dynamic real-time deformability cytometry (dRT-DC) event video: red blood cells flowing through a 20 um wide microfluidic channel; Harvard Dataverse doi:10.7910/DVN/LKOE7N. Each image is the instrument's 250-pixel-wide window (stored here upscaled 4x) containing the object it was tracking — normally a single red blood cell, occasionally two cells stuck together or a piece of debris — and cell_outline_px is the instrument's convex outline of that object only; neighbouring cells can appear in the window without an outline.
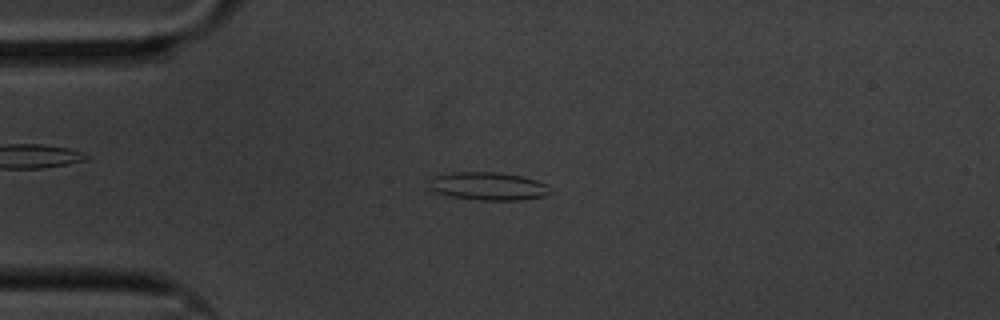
{"species": "common noctule bat (a hibernating species)", "species_latin": "Nyctalus noctula", "temperature_condition": "cold", "stored_images_in_passage": 59, "camera_frame_rate_fps": 3000, "um_per_image_px": 0.085, "animal": {"sex": "male", "body_mass_g": 20.1, "forearm_length_mm": 53.5}, "frame": {"image": 1, "passage_image": 14, "time_ms": 4.333, "image_size_px": [1000, 320], "cell_outline_px": [[552, 192], [544, 196], [520, 200], [484, 200], [452, 196], [428, 188], [432, 176], [452, 172], [496, 172], [520, 176], [536, 180], [548, 184]], "centroid_in_image_um": [41.53, 15.81], "position_along_channel_um": 43.5, "area_um2": 19.59}}
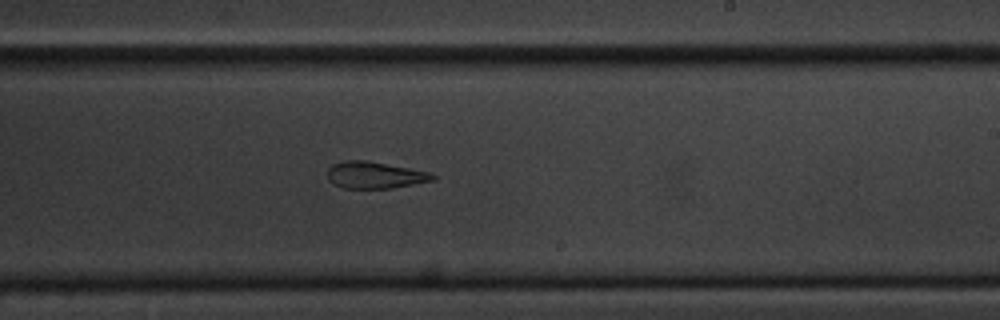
{"frame": {"image": 2, "passage_image": 35, "time_ms": 11.333, "image_size_px": [1000, 320], "cell_outline_px": [[436, 180], [392, 188], [344, 188], [328, 180], [328, 168], [332, 164], [344, 160], [368, 160], [428, 172], [436, 176]], "centroid_in_image_um": [31.85, 14.87], "position_along_channel_um": 257.1, "area_um2": 16.36}}
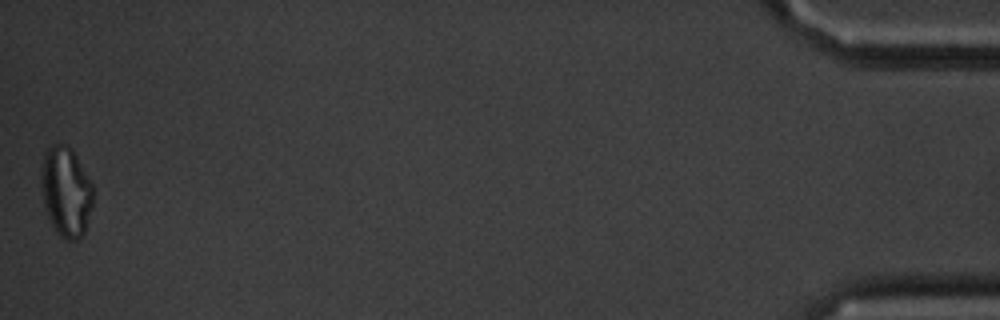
{"frame": {"image": 3, "passage_image": 59, "time_ms": 19.333, "image_size_px": [1000, 320], "cell_outline_px": [[92, 208], [84, 232], [76, 240], [68, 240], [60, 236], [56, 232], [48, 216], [44, 204], [40, 184], [44, 152], [52, 144], [68, 144], [72, 148], [92, 184]], "centroid_in_image_um": [5.6, 16.27], "position_along_channel_um": 429.6, "area_um2": 27.11}, "authors_computed_cell_mechanics": {"area_um2": 18.6116, "velocity_mm_per_s": 3.3301, "shape_relaxation_time_tau1_ms": null, "shape_relaxation_time_tau2_ms": 4.4279, "deformation_change_tau1": null, "deformation_change_tau2": 0.1284}}